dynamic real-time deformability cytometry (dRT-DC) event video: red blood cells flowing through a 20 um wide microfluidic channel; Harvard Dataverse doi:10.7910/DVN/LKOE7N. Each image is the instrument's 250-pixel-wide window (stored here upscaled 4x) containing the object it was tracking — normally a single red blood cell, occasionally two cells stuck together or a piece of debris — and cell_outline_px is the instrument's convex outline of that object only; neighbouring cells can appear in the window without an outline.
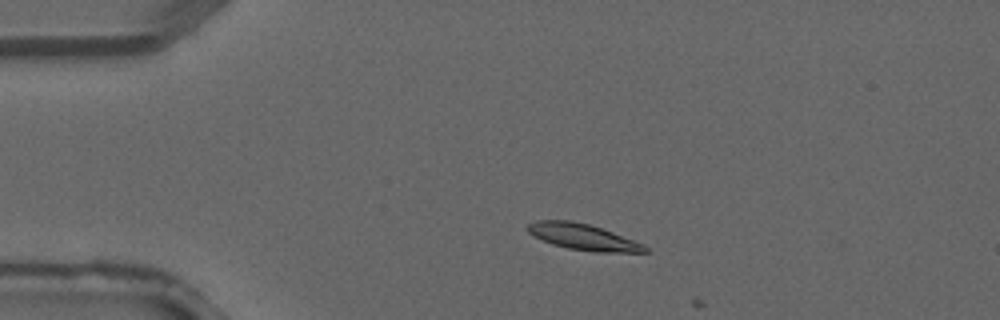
{"species": "common noctule bat (a hibernating species)", "species_latin": "Nyctalus noctula", "temperature_condition": "warm", "stored_images_in_passage": 3, "camera_frame_rate_fps": 3000, "um_per_image_px": 0.085, "animal": {"sex": "male", "forearm_length_mm": 52.5}, "frame": {"image": 1, "passage_image": 1, "time_ms": 0.0, "image_size_px": [1000, 320], "cell_outline_px": [[648, 252], [596, 252], [568, 248], [552, 244], [528, 232], [528, 224], [536, 220], [568, 220], [588, 224], [612, 232], [644, 244], [648, 248]], "centroid_in_image_um": [49.58, 20.14], "position_along_channel_um": 35.4, "area_um2": 17.51}}